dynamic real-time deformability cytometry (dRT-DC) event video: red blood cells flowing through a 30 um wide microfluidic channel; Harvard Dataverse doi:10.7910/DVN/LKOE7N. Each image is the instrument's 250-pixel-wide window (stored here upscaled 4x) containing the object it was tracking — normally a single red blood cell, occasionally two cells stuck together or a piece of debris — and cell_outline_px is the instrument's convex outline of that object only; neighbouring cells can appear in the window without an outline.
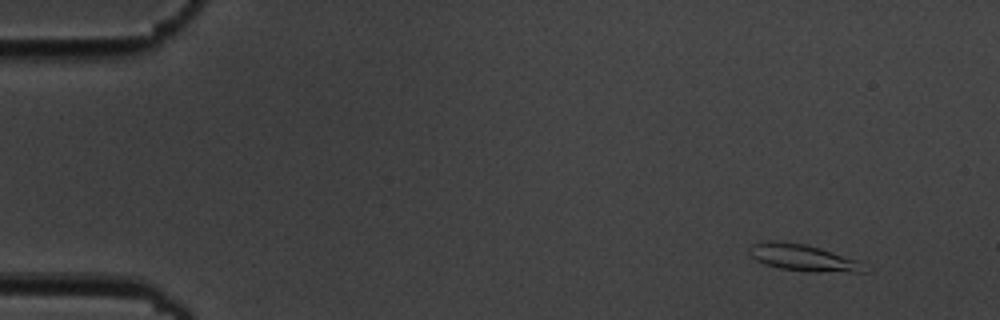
{"species": "common noctule bat (a hibernating species)", "species_latin": "Nyctalus noctula", "temperature_condition": "cold", "stored_images_in_passage": 7, "camera_frame_rate_fps": 3000, "um_per_image_px": 0.085, "animal": {"sex": "male", "body_mass_g": 19.5, "forearm_length_mm": 54.6}, "frame": {"image": 1, "passage_image": 1, "time_ms": 0.0, "image_size_px": [1000, 320], "cell_outline_px": [[872, 268], [868, 272], [812, 272], [780, 268], [764, 264], [756, 260], [748, 252], [752, 244], [776, 240], [804, 244], [820, 248], [860, 260]], "centroid_in_image_um": [68.39, 21.93], "position_along_channel_um": 16.6, "area_um2": 18.15}}
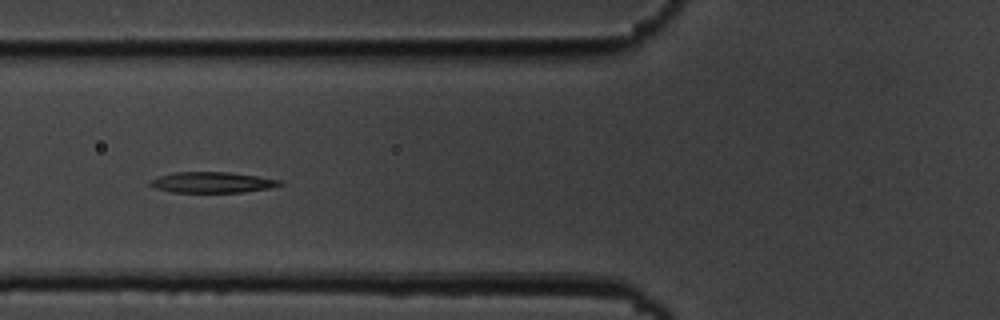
{"frame": {"image": 2, "passage_image": 6, "time_ms": 5.667, "image_size_px": [1000, 320], "cell_outline_px": [[284, 184], [268, 188], [240, 192], [172, 192], [156, 188], [148, 184], [148, 180], [172, 172], [232, 172], [280, 180]], "centroid_in_image_um": [17.99, 15.49], "position_along_channel_um": 107.8, "area_um2": 15.61}}
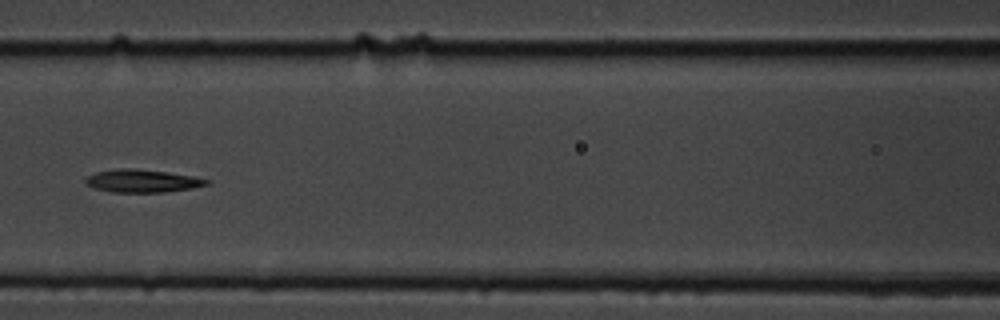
{"frame": {"image": 3, "passage_image": 7, "time_ms": 7.0, "image_size_px": [1000, 320], "cell_outline_px": [[212, 180], [208, 184], [192, 188], [164, 192], [112, 192], [92, 188], [84, 184], [84, 180], [88, 176], [96, 172], [120, 168], [132, 168], [164, 172], [192, 176]], "centroid_in_image_um": [12.05, 15.38], "position_along_channel_um": 154.6, "area_um2": 16.07}}